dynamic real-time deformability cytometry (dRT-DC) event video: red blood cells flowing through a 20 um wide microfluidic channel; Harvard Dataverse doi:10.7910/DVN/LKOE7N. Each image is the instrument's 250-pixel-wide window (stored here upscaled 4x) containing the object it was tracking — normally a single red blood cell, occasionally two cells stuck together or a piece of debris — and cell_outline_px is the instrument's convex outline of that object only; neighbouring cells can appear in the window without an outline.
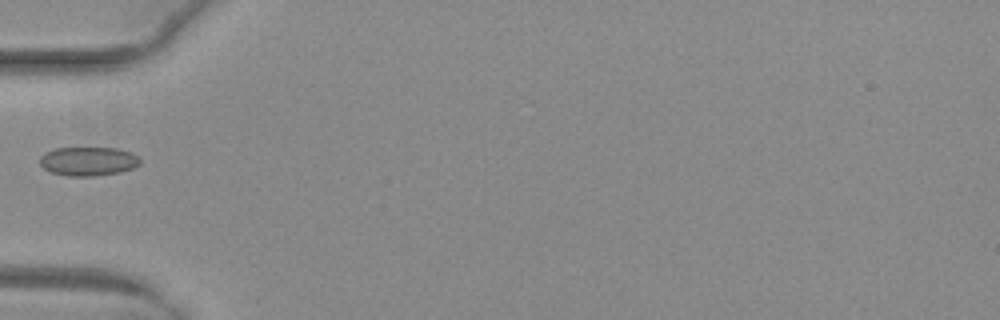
{"species": "common noctule bat (a hibernating species)", "species_latin": "Nyctalus noctula", "temperature_condition": "warm", "stored_images_in_passage": 34, "camera_frame_rate_fps": 3000, "um_per_image_px": 0.085, "animal": {"sex": "female", "body_mass_g": 29.2, "forearm_length_mm": 56.3}, "frame": {"image": 1, "passage_image": 1, "time_ms": 0.0, "image_size_px": [1000, 320], "cell_outline_px": [[140, 164], [132, 168], [120, 172], [92, 176], [68, 176], [52, 172], [44, 168], [40, 164], [40, 156], [44, 152], [56, 148], [116, 148], [132, 152], [140, 160]], "centroid_in_image_um": [7.49, 13.7], "position_along_channel_um": 77.5, "area_um2": 16.82}}
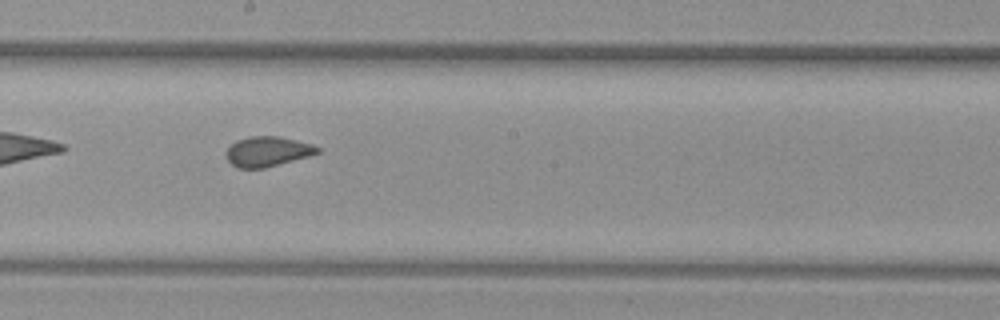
{"frame": {"image": 2, "passage_image": 12, "time_ms": 3.667, "image_size_px": [1000, 320], "cell_outline_px": [[320, 152], [308, 156], [264, 168], [236, 168], [228, 160], [224, 152], [236, 140], [248, 136], [280, 136], [312, 144], [320, 148]], "centroid_in_image_um": [22.71, 12.87], "position_along_channel_um": 225.5, "area_um2": 15.95}}
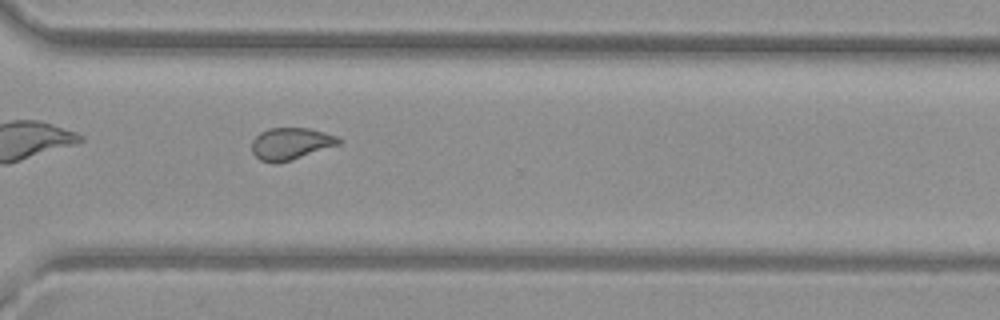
{"frame": {"image": 3, "passage_image": 21, "time_ms": 6.667, "image_size_px": [1000, 320], "cell_outline_px": [[344, 140], [340, 144], [292, 160], [276, 164], [272, 164], [260, 160], [252, 152], [252, 140], [260, 132], [268, 128], [308, 128], [340, 136]], "centroid_in_image_um": [24.74, 12.22], "position_along_channel_um": 345.9, "area_um2": 16.47}}